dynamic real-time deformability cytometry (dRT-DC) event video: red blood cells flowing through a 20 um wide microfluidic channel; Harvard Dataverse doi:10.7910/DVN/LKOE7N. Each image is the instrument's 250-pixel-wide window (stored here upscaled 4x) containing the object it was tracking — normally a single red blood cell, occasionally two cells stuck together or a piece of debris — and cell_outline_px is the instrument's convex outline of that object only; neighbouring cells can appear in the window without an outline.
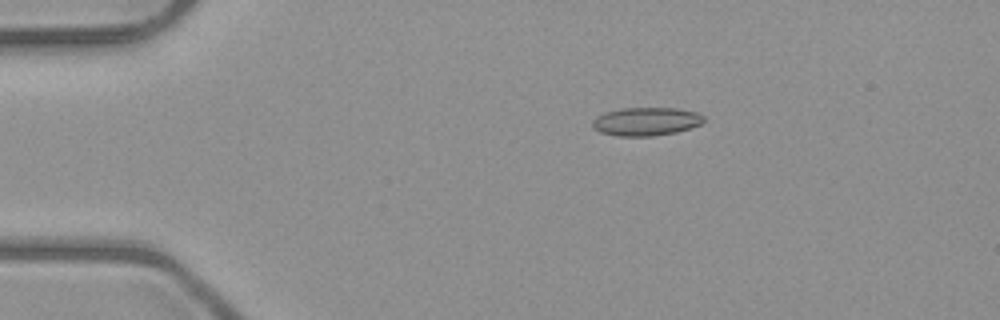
{"species": "common noctule bat (a hibernating species)", "species_latin": "Nyctalus noctula", "temperature_condition": "room temperature", "stored_images_in_passage": 4, "camera_frame_rate_fps": 3000, "um_per_image_px": 0.085, "animal": {"sex": "male", "body_mass_g": 23.1, "forearm_length_mm": 52.7}, "frame": {"image": 1, "passage_image": 3, "time_ms": 2.333, "image_size_px": [1000, 320], "cell_outline_px": [[704, 120], [700, 124], [676, 132], [652, 136], [616, 136], [600, 132], [592, 128], [592, 120], [596, 116], [604, 112], [620, 108], [676, 108], [696, 112], [704, 116]], "centroid_in_image_um": [54.86, 10.32], "position_along_channel_um": 30.1, "area_um2": 18.44}}